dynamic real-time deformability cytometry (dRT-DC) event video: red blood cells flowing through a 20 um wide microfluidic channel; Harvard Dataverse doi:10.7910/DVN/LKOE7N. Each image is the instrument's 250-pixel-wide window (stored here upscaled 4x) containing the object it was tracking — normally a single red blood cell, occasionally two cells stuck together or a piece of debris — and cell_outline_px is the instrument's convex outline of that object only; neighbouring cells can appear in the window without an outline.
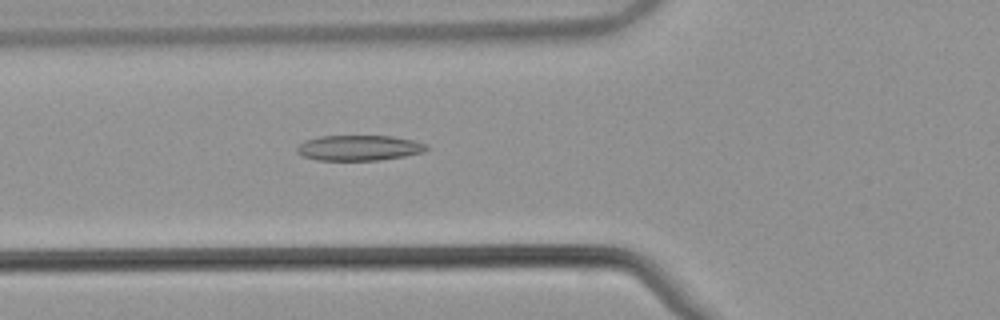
{"species": "common noctule bat (a hibernating species)", "species_latin": "Nyctalus noctula", "temperature_condition": "warm", "stored_images_in_passage": 42, "camera_frame_rate_fps": 3000, "um_per_image_px": 0.085, "animal": {"sex": "male", "body_mass_g": 21.5, "forearm_length_mm": 52.0}, "frame": {"image": 1, "passage_image": 9, "time_ms": 2.667, "image_size_px": [1000, 320], "cell_outline_px": [[428, 148], [424, 152], [404, 156], [380, 160], [316, 160], [300, 156], [296, 152], [296, 148], [304, 140], [320, 136], [392, 136], [412, 140], [428, 144]], "centroid_in_image_um": [30.49, 12.57], "position_along_channel_um": 95.3, "area_um2": 19.31}}
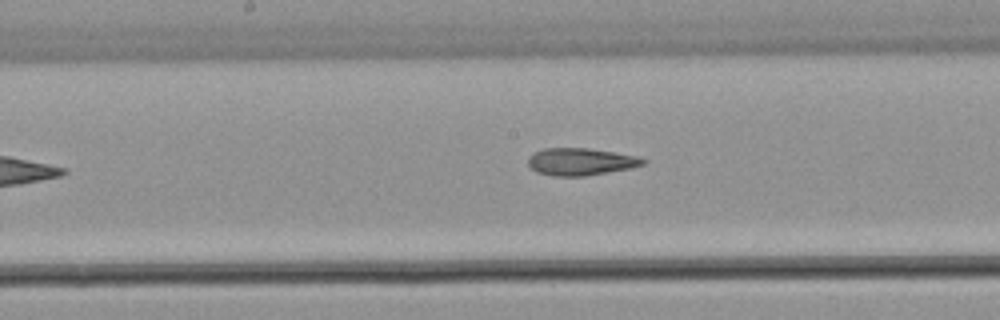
{"frame": {"image": 2, "passage_image": 17, "time_ms": 5.333, "image_size_px": [1000, 320], "cell_outline_px": [[648, 160], [644, 164], [632, 168], [584, 176], [552, 176], [536, 172], [528, 164], [528, 156], [532, 152], [544, 148], [588, 148], [616, 152], [636, 156]], "centroid_in_image_um": [49.34, 13.74], "position_along_channel_um": 198.9, "area_um2": 18.44}}
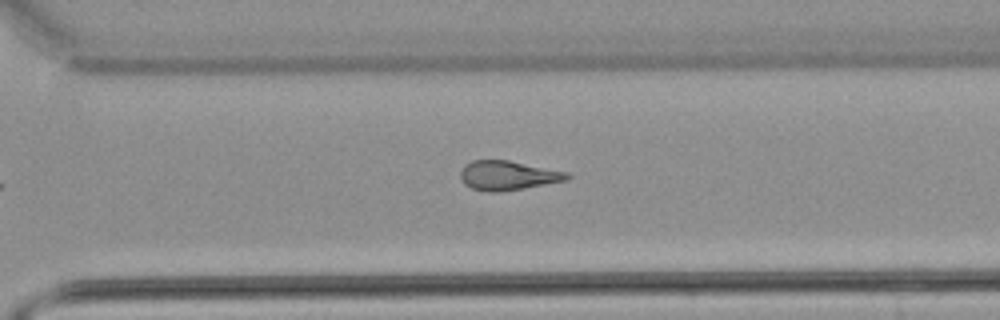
{"frame": {"image": 3, "passage_image": 27, "time_ms": 8.667, "image_size_px": [1000, 320], "cell_outline_px": [[572, 176], [568, 180], [524, 188], [500, 192], [488, 192], [472, 188], [464, 184], [460, 176], [460, 172], [464, 164], [472, 160], [508, 160], [568, 172]], "centroid_in_image_um": [43.16, 14.91], "position_along_channel_um": 327.4, "area_um2": 18.32}, "authors_computed_cell_mechanics": {"area_um2": 18.496, "velocity_mm_per_s": 3.8653, "shape_relaxation_time_tau1_ms": null, "shape_relaxation_time_tau2_ms": 4.4067, "deformation_change_tau1": null, "deformation_change_tau2": 0.1556}}